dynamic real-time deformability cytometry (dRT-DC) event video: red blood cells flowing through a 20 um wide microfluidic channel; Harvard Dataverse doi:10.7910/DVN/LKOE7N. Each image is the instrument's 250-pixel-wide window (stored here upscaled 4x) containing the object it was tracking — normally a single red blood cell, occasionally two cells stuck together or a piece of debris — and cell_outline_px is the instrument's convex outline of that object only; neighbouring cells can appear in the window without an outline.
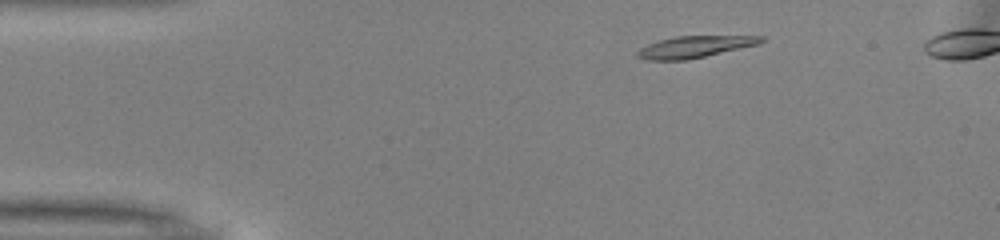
{"species": "common noctule bat (a hibernating species)", "species_latin": "Nyctalus noctula", "temperature_condition": "warm", "stored_images_in_passage": 36, "camera_frame_rate_fps": 3000, "um_per_image_px": 0.085, "animal": {"sex": "male", "body_mass_g": 13.0, "forearm_length_mm": 53.1}, "frame": {"image": 1, "passage_image": 4, "time_ms": 1.0, "image_size_px": [1000, 240], "cell_outline_px": [[764, 40], [760, 44], [688, 60], [644, 60], [636, 56], [636, 52], [640, 48], [648, 44], [660, 40], [676, 36], [764, 36]], "centroid_in_image_um": [59.04, 3.99], "position_along_channel_um": 26.0, "area_um2": 15.66}}
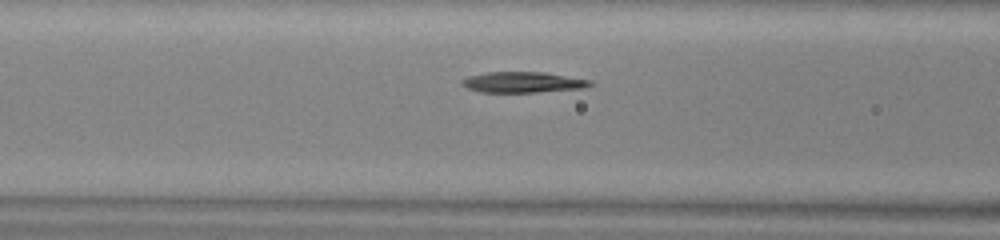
{"frame": {"image": 2, "passage_image": 16, "time_ms": 5.0, "image_size_px": [1000, 240], "cell_outline_px": [[592, 84], [584, 88], [536, 92], [480, 92], [468, 88], [460, 84], [460, 80], [468, 76], [488, 72], [544, 72], [592, 80]], "centroid_in_image_um": [44.42, 6.99], "position_along_channel_um": 122.2, "area_um2": 15.49}}
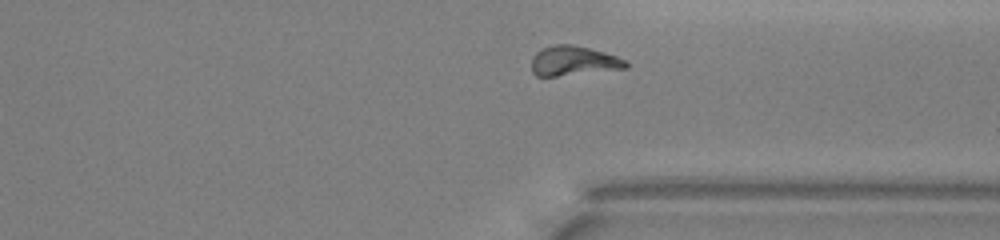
{"frame": {"image": 3, "passage_image": 34, "time_ms": 11.0, "image_size_px": [1000, 240], "cell_outline_px": [[628, 68], [556, 76], [536, 76], [532, 72], [532, 56], [540, 48], [556, 44], [572, 44], [604, 52], [628, 60]], "centroid_in_image_um": [48.74, 5.17], "position_along_channel_um": 362.7, "area_um2": 16.36}, "authors_computed_cell_mechanics": {"area_um2": 15.6349, "velocity_mm_per_s": 4.0164, "shape_relaxation_time_tau1_ms": 6.109, "shape_relaxation_time_tau2_ms": 4.8111, "deformation_change_tau1": 0.2076, "deformation_change_tau2": 0.1368}}